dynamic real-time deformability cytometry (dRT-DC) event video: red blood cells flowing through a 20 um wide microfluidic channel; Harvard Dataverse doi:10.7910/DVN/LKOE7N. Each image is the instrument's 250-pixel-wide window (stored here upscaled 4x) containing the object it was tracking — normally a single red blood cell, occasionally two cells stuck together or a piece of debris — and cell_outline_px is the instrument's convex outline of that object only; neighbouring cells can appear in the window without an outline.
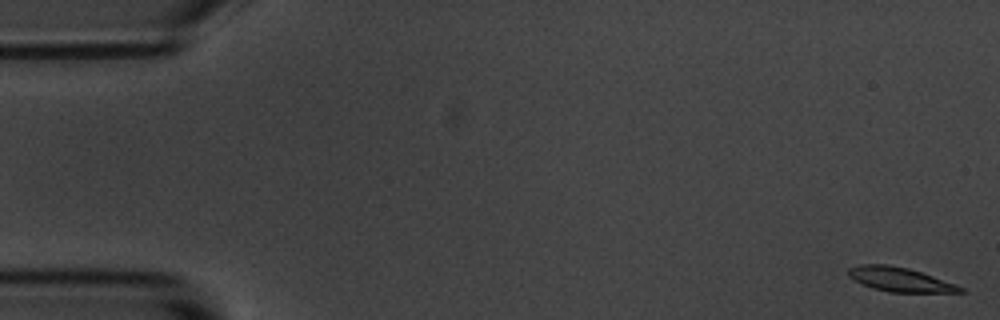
{"species": "common noctule bat (a hibernating species)", "species_latin": "Nyctalus noctula", "temperature_condition": "room temperature", "stored_images_in_passage": 6, "camera_frame_rate_fps": 3000, "um_per_image_px": 0.085, "animal": {"sex": "male", "body_mass_g": 20.1, "forearm_length_mm": 53.5}, "frame": {"image": 1, "passage_image": 1, "time_ms": 0.0, "image_size_px": [1000, 320], "cell_outline_px": [[964, 292], [888, 292], [872, 288], [848, 276], [848, 268], [860, 264], [888, 264], [908, 268], [956, 284], [964, 288]], "centroid_in_image_um": [76.48, 23.75], "position_along_channel_um": 8.5, "area_um2": 15.61}}